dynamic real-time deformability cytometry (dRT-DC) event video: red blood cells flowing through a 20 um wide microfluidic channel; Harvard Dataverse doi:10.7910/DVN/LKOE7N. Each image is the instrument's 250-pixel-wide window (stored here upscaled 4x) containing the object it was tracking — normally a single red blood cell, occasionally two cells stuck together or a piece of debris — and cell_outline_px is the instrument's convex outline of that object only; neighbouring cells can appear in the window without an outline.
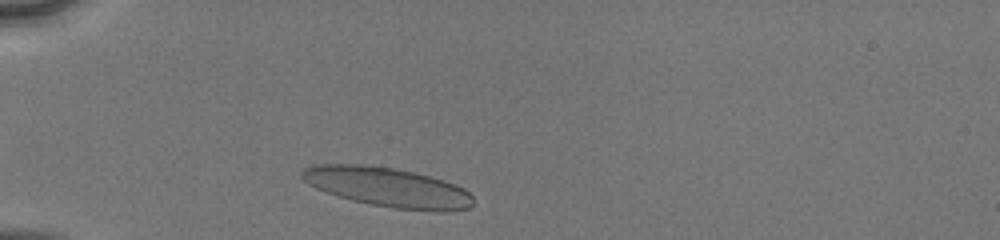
{"species": "human", "species_latin": "Homo sapiens", "temperature_condition": "cold", "stored_images_in_passage": 31, "camera_frame_rate_fps": 3000, "um_per_image_px": 0.085, "donor": {"sex": "male"}, "frame": {"image": 1, "passage_image": 3, "time_ms": 0.667, "image_size_px": [1000, 240], "cell_outline_px": [[472, 208], [448, 212], [444, 212], [396, 208], [372, 204], [352, 200], [316, 188], [308, 184], [300, 176], [300, 172], [304, 168], [312, 164], [360, 164], [392, 168], [412, 172], [444, 180], [456, 184], [464, 188], [472, 196]], "centroid_in_image_um": [32.97, 15.91], "position_along_channel_um": 52.0, "area_um2": 39.25}}
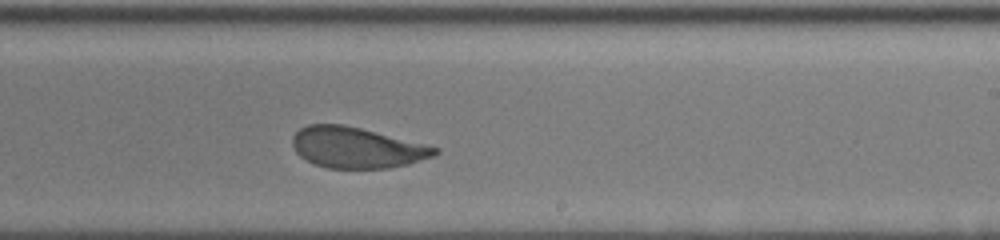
{"frame": {"image": 2, "passage_image": 20, "time_ms": 6.333, "image_size_px": [1000, 240], "cell_outline_px": [[440, 152], [432, 156], [408, 164], [388, 168], [328, 168], [316, 164], [300, 156], [296, 152], [292, 144], [292, 136], [300, 128], [308, 124], [344, 124], [440, 148]], "centroid_in_image_um": [30.29, 12.54], "position_along_channel_um": 258.7, "area_um2": 33.58}}
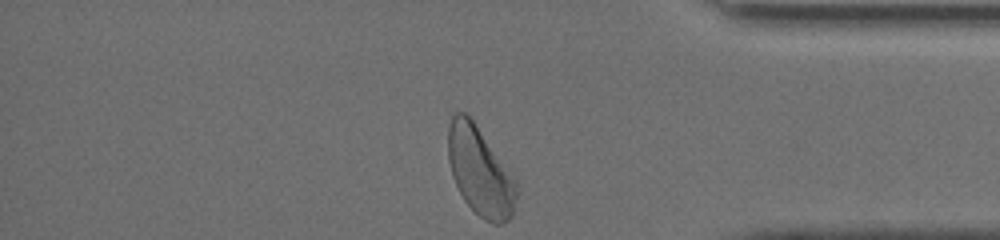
{"frame": {"image": 3, "passage_image": 31, "time_ms": 10.0, "image_size_px": [1000, 240], "cell_outline_px": [[516, 196], [512, 216], [508, 220], [500, 224], [496, 224], [484, 220], [464, 200], [452, 176], [448, 160], [448, 124], [452, 116], [456, 112], [464, 112], [472, 120], [516, 176]], "centroid_in_image_um": [40.81, 14.55], "position_along_channel_um": 394.4, "area_um2": 35.32}, "authors_computed_cell_mechanics": {"area_um2": 35.3158, "velocity_mm_per_s": 4.0816, "shape_relaxation_time_tau1_ms": 4.6279, "shape_relaxation_time_tau2_ms": 0.908, "deformation_change_tau1": 0.1508, "deformation_change_tau2": 0.0849}}